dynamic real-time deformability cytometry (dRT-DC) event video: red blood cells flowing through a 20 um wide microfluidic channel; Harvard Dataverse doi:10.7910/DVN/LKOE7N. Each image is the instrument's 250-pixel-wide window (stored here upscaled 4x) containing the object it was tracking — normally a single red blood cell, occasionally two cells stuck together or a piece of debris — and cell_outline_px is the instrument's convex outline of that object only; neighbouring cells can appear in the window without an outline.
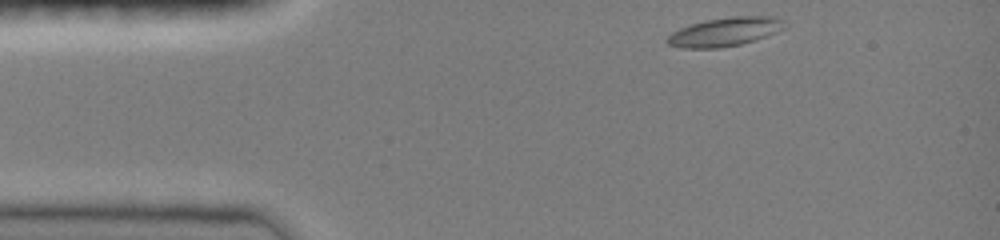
{"species": "common noctule bat (a hibernating species)", "species_latin": "Nyctalus noctula", "temperature_condition": "room temperature", "stored_images_in_passage": 9, "camera_frame_rate_fps": 3000, "um_per_image_px": 0.085, "animal": {"sex": "female", "body_mass_g": 19.0, "forearm_length_mm": 51.5}, "frame": {"image": 1, "passage_image": 1, "time_ms": 0.0, "image_size_px": [1000, 240], "cell_outline_px": [[788, 24], [784, 28], [768, 36], [740, 44], [720, 48], [680, 48], [668, 44], [664, 40], [672, 32], [680, 28], [692, 24], [708, 20], [732, 16], [776, 16], [784, 20]], "centroid_in_image_um": [61.65, 2.7], "position_along_channel_um": 23.4, "area_um2": 19.77}}
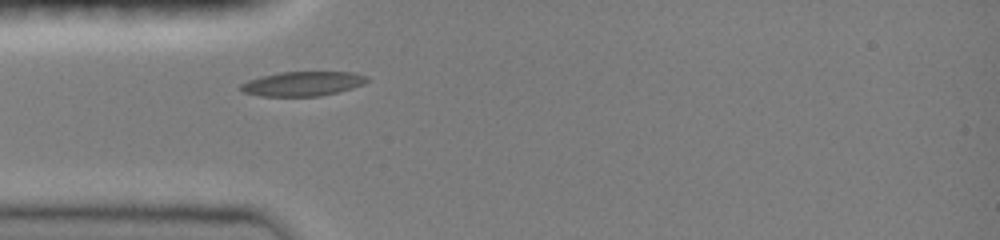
{"frame": {"image": 2, "passage_image": 6, "time_ms": 1.667, "image_size_px": [1000, 240], "cell_outline_px": [[368, 80], [364, 84], [352, 88], [320, 96], [260, 96], [244, 92], [240, 88], [240, 84], [248, 80], [260, 76], [280, 72], [356, 72], [368, 76]], "centroid_in_image_um": [25.74, 7.11], "position_along_channel_um": 59.3, "area_um2": 18.03}}
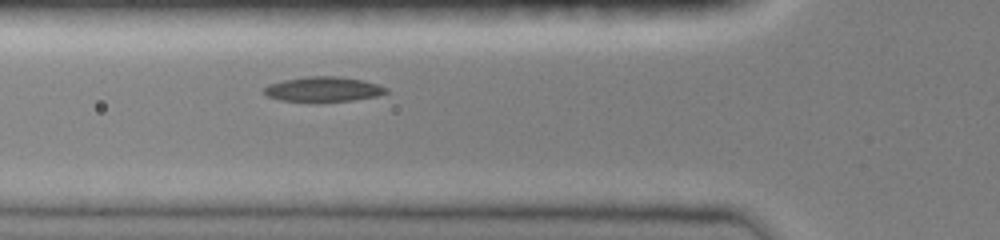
{"frame": {"image": 3, "passage_image": 9, "time_ms": 2.667, "image_size_px": [1000, 240], "cell_outline_px": [[388, 92], [376, 96], [352, 100], [280, 100], [268, 96], [264, 92], [264, 88], [268, 84], [284, 80], [308, 76], [336, 76], [364, 80], [388, 88]], "centroid_in_image_um": [27.49, 7.55], "position_along_channel_um": 98.3, "area_um2": 17.17}}